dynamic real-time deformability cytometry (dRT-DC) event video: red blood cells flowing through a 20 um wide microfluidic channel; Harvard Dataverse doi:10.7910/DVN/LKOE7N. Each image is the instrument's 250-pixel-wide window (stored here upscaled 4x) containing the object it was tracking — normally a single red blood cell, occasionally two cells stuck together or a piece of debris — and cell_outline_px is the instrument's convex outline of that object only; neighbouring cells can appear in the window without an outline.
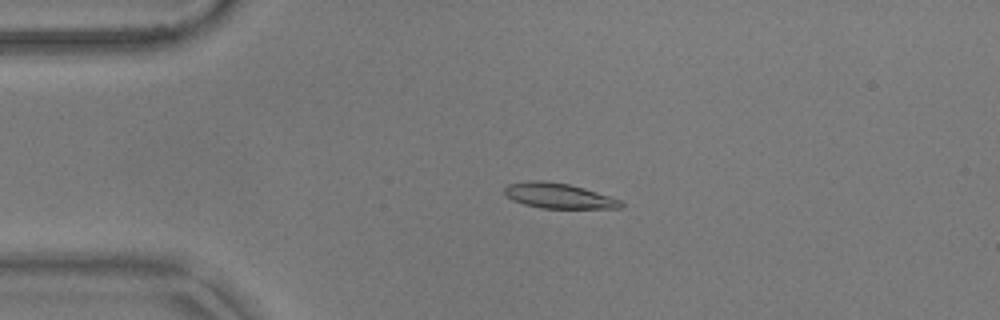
{"species": "common noctule bat (a hibernating species)", "species_latin": "Nyctalus noctula", "temperature_condition": "warm", "stored_images_in_passage": 48, "camera_frame_rate_fps": 3000, "um_per_image_px": 0.085, "animal": {"sex": "male", "body_mass_g": 17.9}, "frame": {"image": 1, "passage_image": 6, "time_ms": 1.667, "image_size_px": [1000, 320], "cell_outline_px": [[624, 204], [620, 208], [540, 208], [524, 204], [512, 200], [504, 192], [504, 188], [508, 184], [528, 180], [540, 180], [568, 184], [584, 188], [620, 200]], "centroid_in_image_um": [47.44, 16.64], "position_along_channel_um": 37.6, "area_um2": 16.94}}
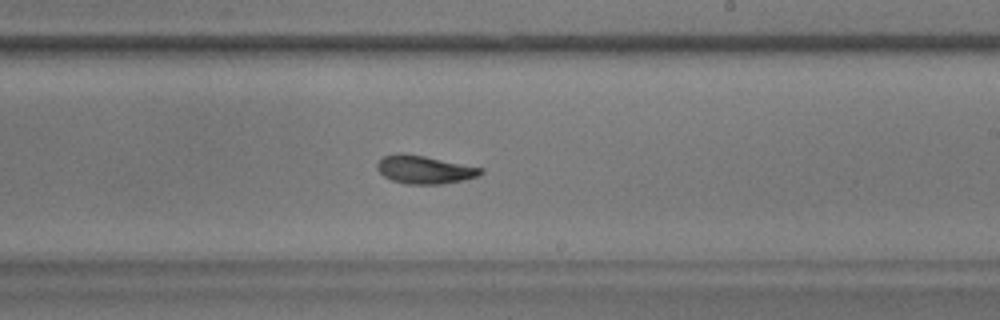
{"frame": {"image": 2, "passage_image": 26, "time_ms": 8.333, "image_size_px": [1000, 320], "cell_outline_px": [[484, 172], [476, 176], [464, 180], [440, 184], [408, 184], [392, 180], [384, 176], [376, 168], [376, 164], [384, 156], [396, 152], [400, 152], [424, 156], [484, 168]], "centroid_in_image_um": [36.07, 14.41], "position_along_channel_um": 252.9, "area_um2": 16.94}}
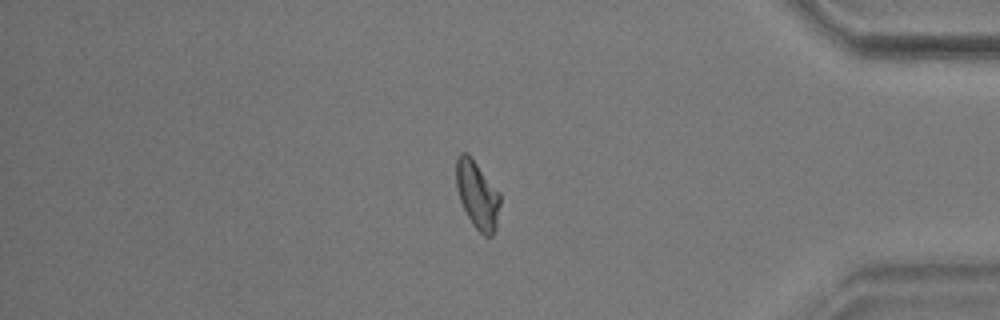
{"frame": {"image": 3, "passage_image": 40, "time_ms": 13.0, "image_size_px": [1000, 320], "cell_outline_px": [[500, 204], [496, 228], [492, 236], [484, 236], [472, 224], [460, 200], [456, 188], [456, 160], [460, 152], [464, 152], [476, 164], [500, 192]], "centroid_in_image_um": [40.58, 16.6], "position_along_channel_um": 394.6, "area_um2": 17.05}, "authors_computed_cell_mechanics": {"area_um2": 16.9065, "velocity_mm_per_s": 3.6829, "shape_relaxation_time_tau1_ms": 6.4949, "shape_relaxation_time_tau2_ms": 3.1825, "deformation_change_tau1": 0.1849, "deformation_change_tau2": 0.0812}}